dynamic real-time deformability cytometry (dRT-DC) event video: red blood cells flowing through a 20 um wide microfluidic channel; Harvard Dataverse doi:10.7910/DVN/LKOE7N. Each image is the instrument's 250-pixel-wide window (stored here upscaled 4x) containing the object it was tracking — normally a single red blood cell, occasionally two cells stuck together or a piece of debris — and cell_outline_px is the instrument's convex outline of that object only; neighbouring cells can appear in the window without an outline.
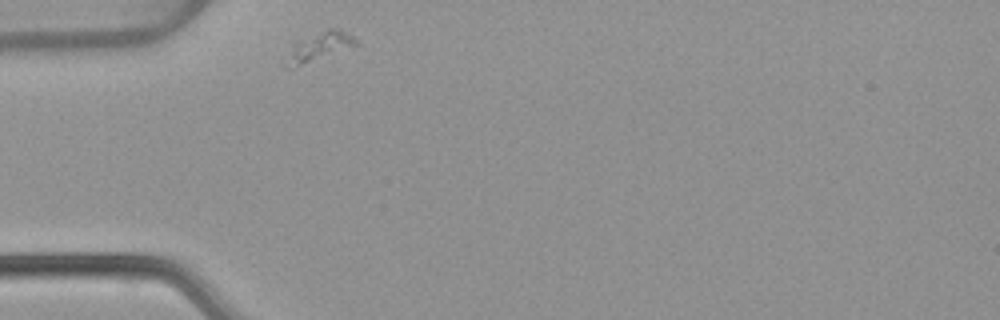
{"species": "common noctule bat (a hibernating species)", "species_latin": "Nyctalus noctula", "temperature_condition": "warm", "stored_images_in_passage": 36, "camera_frame_rate_fps": 3000, "um_per_image_px": 0.085, "animal": {"sex": "female", "body_mass_g": 22.7, "forearm_length_mm": 54.2}, "frame": {"image": 1, "passage_image": 1, "time_ms": 0.0, "image_size_px": [1000, 320], "cell_outline_px": [[356, 44], [292, 68], [288, 68], [284, 64], [292, 44], [300, 40], [328, 28], [340, 28], [352, 36], [356, 40]], "centroid_in_image_um": [27.06, 3.94], "position_along_channel_um": 57.9, "area_um2": 11.04}}
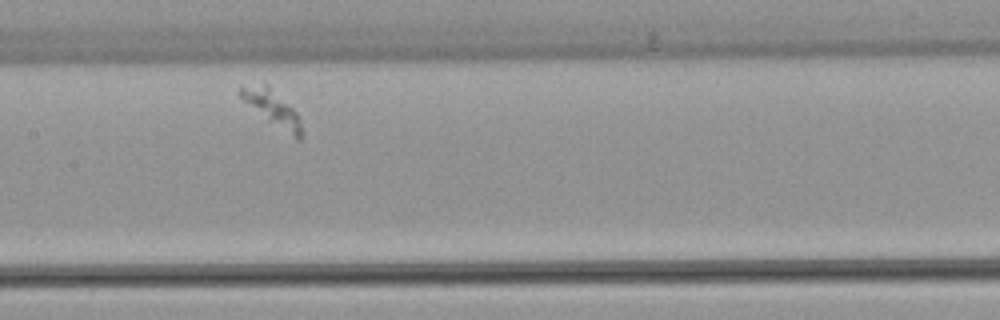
{"frame": {"image": 2, "passage_image": 13, "time_ms": 4.0, "image_size_px": [1000, 320], "cell_outline_px": [[304, 132], [300, 140], [296, 140], [240, 100], [240, 88], [264, 84], [268, 84], [300, 116]], "centroid_in_image_um": [23.21, 9.25], "position_along_channel_um": 184.2, "area_um2": 12.48}}
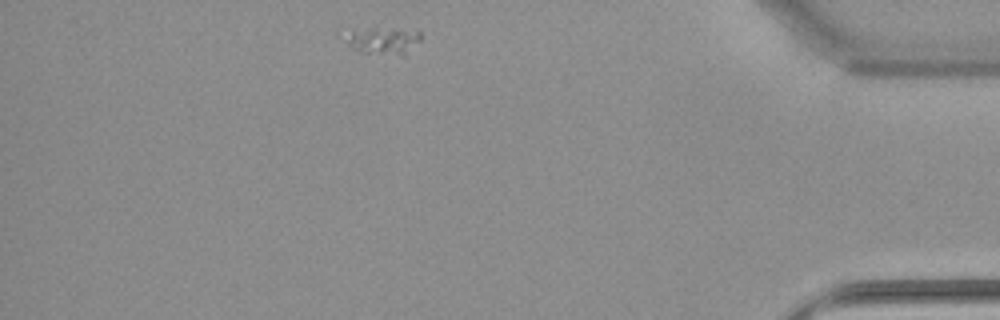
{"frame": {"image": 3, "passage_image": 36, "time_ms": 11.667, "image_size_px": [1000, 320], "cell_outline_px": [[420, 40], [404, 56], [400, 56], [364, 52], [348, 44], [344, 40], [352, 32], [416, 28], [420, 32]], "centroid_in_image_um": [32.73, 3.5], "position_along_channel_um": 402.5, "area_um2": 11.16}}